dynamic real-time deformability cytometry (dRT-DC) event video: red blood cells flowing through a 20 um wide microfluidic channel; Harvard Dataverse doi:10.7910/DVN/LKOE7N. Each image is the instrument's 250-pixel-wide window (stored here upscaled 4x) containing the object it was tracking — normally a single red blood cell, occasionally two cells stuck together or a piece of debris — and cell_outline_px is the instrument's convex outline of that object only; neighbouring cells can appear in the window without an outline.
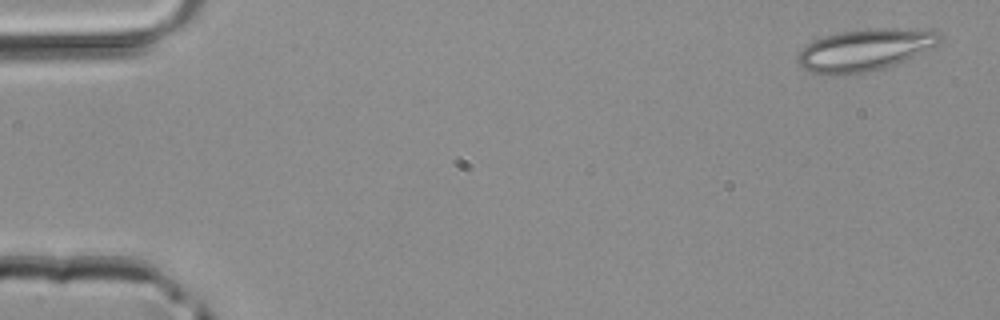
{"species": "common noctule bat (a hibernating species)", "species_latin": "Nyctalus noctula", "temperature_condition": "room temperature", "stored_images_in_passage": 3, "camera_frame_rate_fps": 3000, "um_per_image_px": 0.085, "animal": {"sex": "male", "body_mass_g": 20.4}, "frame": {"image": 1, "passage_image": 1, "time_ms": 0.0, "image_size_px": [1000, 320], "cell_outline_px": [[940, 44], [904, 60], [884, 68], [868, 72], [836, 76], [812, 72], [800, 68], [796, 60], [796, 56], [808, 44], [824, 36], [836, 32], [872, 28], [936, 28], [940, 32]], "centroid_in_image_um": [73.54, 4.23], "position_along_channel_um": 11.5, "area_um2": 35.2}}